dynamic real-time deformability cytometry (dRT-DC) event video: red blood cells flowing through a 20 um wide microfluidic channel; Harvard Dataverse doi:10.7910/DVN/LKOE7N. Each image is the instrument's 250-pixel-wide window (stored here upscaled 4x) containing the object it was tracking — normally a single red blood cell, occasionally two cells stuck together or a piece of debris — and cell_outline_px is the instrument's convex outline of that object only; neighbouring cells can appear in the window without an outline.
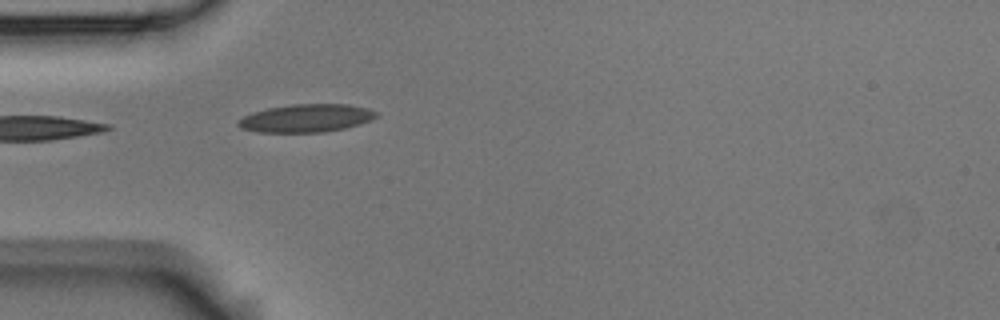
{"species": "Egyptian fruit bat (a non-hibernating species)", "species_latin": "Rousettus aegyptiacus", "temperature_condition": "room temperature", "stored_images_in_passage": 4, "camera_frame_rate_fps": 3000, "um_per_image_px": 0.085, "animal": {"sex": "male"}, "frame": {"image": 1, "passage_image": 4, "time_ms": 1.0, "image_size_px": [1000, 320], "cell_outline_px": [[380, 116], [360, 124], [344, 128], [324, 132], [256, 132], [240, 128], [236, 124], [236, 120], [252, 112], [268, 108], [292, 104], [348, 104], [368, 108], [376, 112]], "centroid_in_image_um": [26.01, 10.04], "position_along_channel_um": 59.0, "area_um2": 22.66}}